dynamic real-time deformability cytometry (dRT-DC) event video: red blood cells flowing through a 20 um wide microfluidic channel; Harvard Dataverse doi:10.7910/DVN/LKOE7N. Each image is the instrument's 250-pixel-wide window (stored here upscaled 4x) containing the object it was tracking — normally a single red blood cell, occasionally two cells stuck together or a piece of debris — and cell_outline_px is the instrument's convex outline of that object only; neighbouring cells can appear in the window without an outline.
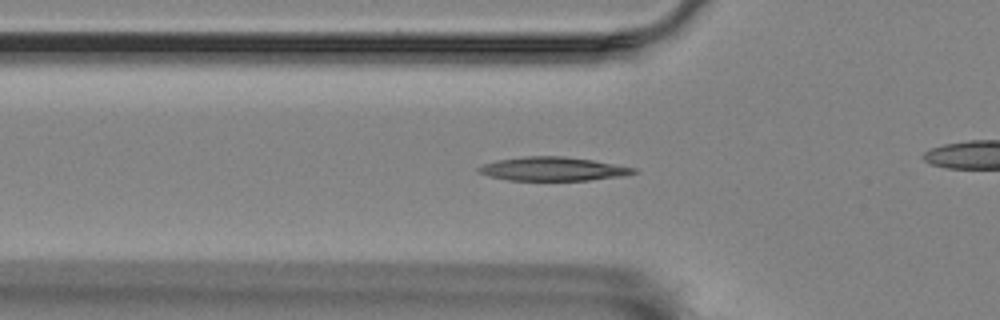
{"species": "Egyptian fruit bat (a non-hibernating species)", "species_latin": "Rousettus aegyptiacus", "temperature_condition": "room temperature", "stored_images_in_passage": 8, "camera_frame_rate_fps": 3000, "um_per_image_px": 0.085, "animal": {"sex": "female"}, "frame": {"image": 1, "passage_image": 7, "time_ms": 2.0, "image_size_px": [1000, 320], "cell_outline_px": [[640, 172], [624, 176], [588, 180], [508, 180], [488, 176], [480, 172], [476, 168], [484, 164], [500, 160], [524, 156], [564, 156], [592, 160], [636, 168]], "centroid_in_image_um": [47.04, 14.36], "position_along_channel_um": 78.8, "area_um2": 21.33}}